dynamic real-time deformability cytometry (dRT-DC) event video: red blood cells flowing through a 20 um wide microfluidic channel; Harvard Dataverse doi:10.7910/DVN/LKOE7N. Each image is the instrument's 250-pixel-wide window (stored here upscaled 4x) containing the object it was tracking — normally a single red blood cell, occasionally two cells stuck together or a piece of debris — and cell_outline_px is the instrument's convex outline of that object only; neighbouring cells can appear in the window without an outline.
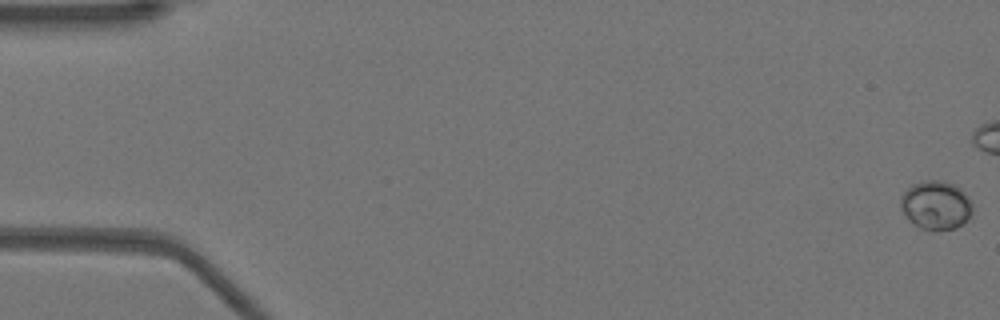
{"species": "Egyptian fruit bat (a non-hibernating species)", "species_latin": "Rousettus aegyptiacus", "temperature_condition": "warm", "stored_images_in_passage": 23, "camera_frame_rate_fps": 3000, "um_per_image_px": 0.085, "animal": {"sex": "female"}, "frame": {"image": 1, "passage_image": 1, "time_ms": 0.0, "image_size_px": [1000, 320], "cell_outline_px": [[972, 212], [956, 228], [936, 232], [920, 228], [912, 224], [908, 220], [900, 208], [900, 196], [912, 184], [924, 180], [940, 180], [952, 184], [960, 188], [968, 196], [972, 204]], "centroid_in_image_um": [79.51, 17.45], "position_along_channel_um": 5.5, "area_um2": 20.63}}